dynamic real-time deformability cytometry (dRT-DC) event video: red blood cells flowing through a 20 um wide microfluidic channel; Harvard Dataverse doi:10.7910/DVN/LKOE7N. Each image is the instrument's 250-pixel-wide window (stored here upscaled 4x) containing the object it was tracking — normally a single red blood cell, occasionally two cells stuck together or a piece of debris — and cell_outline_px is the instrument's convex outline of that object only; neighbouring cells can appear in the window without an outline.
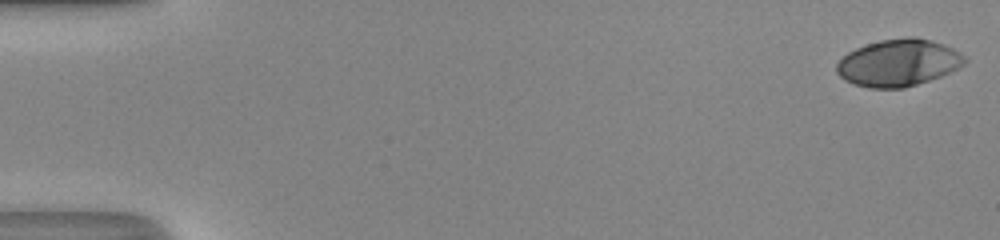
{"species": "human", "species_latin": "Homo sapiens", "temperature_condition": "room temperature", "stored_images_in_passage": 51, "camera_frame_rate_fps": 3000, "um_per_image_px": 0.085, "donor": {"sex": "male"}, "frame": {"image": 1, "passage_image": 1, "time_ms": 0.0, "image_size_px": [1000, 240], "cell_outline_px": [[968, 60], [964, 64], [940, 76], [904, 88], [868, 88], [844, 80], [836, 72], [836, 64], [848, 52], [856, 48], [880, 40], [908, 36], [916, 36], [932, 40], [944, 44], [960, 52]], "centroid_in_image_um": [76.36, 5.32], "position_along_channel_um": 8.6, "area_um2": 34.97}}
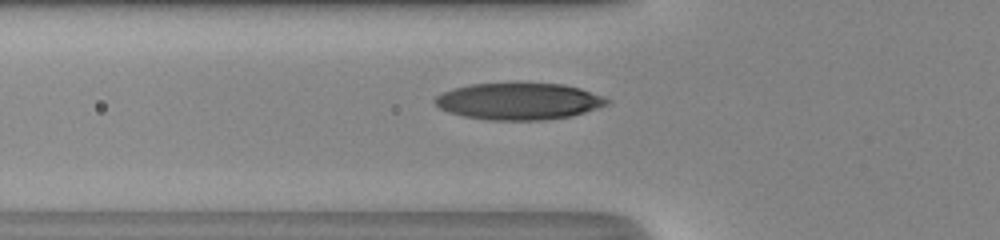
{"frame": {"image": 2, "passage_image": 19, "time_ms": 6.0, "image_size_px": [1000, 240], "cell_outline_px": [[612, 100], [608, 104], [572, 116], [544, 120], [488, 120], [464, 116], [448, 112], [440, 108], [432, 100], [436, 96], [452, 88], [472, 84], [564, 84], [580, 88], [604, 96]], "centroid_in_image_um": [44.11, 8.62], "position_along_channel_um": 81.7, "area_um2": 36.7}}
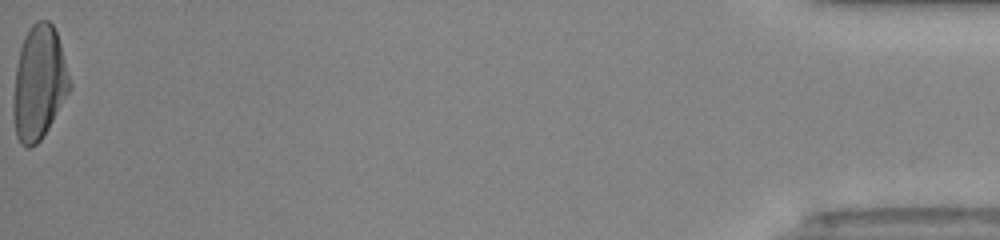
{"frame": {"image": 3, "passage_image": 51, "time_ms": 16.667, "image_size_px": [1000, 240], "cell_outline_px": [[72, 88], [48, 128], [40, 140], [36, 144], [28, 148], [20, 144], [16, 136], [12, 116], [12, 100], [16, 64], [20, 48], [24, 36], [28, 28], [36, 20], [48, 20], [52, 24], [56, 32], [60, 44], [72, 84]], "centroid_in_image_um": [3.29, 7.05], "position_along_channel_um": 431.9, "area_um2": 37.8}, "authors_computed_cell_mechanics": {"area_um2": 35.6626, "velocity_mm_per_s": 4.2171, "shape_relaxation_time_tau1_ms": 5.7306, "shape_relaxation_time_tau2_ms": 0.7902, "deformation_change_tau1": 0.263, "deformation_change_tau2": 0.0469}}